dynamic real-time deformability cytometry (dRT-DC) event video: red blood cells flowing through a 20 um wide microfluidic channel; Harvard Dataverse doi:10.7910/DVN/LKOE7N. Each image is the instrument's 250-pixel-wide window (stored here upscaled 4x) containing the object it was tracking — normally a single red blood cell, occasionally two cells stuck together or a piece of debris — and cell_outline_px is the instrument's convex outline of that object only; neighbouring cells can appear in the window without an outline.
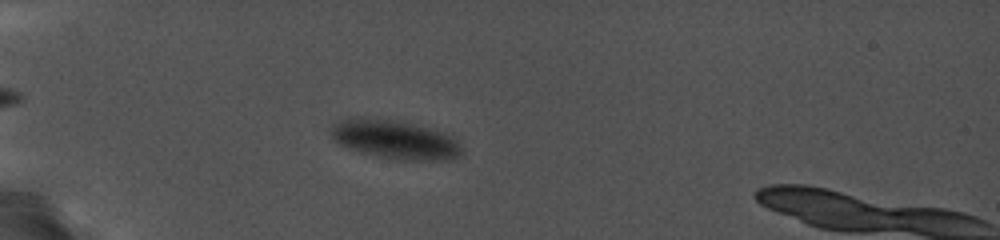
{"species": "common noctule bat (a hibernating species)", "species_latin": "Nyctalus noctula", "temperature_condition": "cold", "stored_images_in_passage": 66, "camera_frame_rate_fps": 5000, "um_per_image_px": 0.085, "animal": {"sex": "female", "body_mass_g": 19.0, "forearm_length_mm": 56.7}, "frame": {"image": 1, "passage_image": 9, "time_ms": 2.0, "image_size_px": [1000, 240], "cell_outline_px": [[460, 152], [456, 156], [440, 160], [388, 156], [360, 152], [336, 140], [332, 136], [332, 132], [344, 120], [388, 120], [436, 132], [452, 140], [460, 148]], "centroid_in_image_um": [33.55, 11.89], "position_along_channel_um": 51.5, "area_um2": 25.72}}
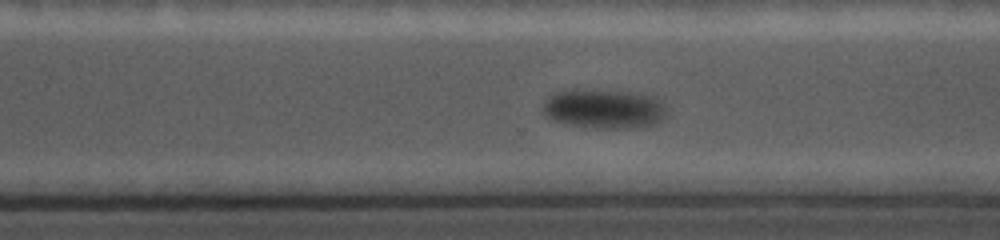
{"frame": {"image": 2, "passage_image": 46, "time_ms": 11.0, "image_size_px": [1000, 240], "cell_outline_px": [[664, 116], [660, 120], [652, 124], [628, 128], [604, 128], [572, 124], [556, 120], [548, 116], [544, 112], [544, 104], [552, 96], [560, 92], [592, 88], [632, 92], [648, 96], [656, 100], [664, 108]], "centroid_in_image_um": [51.34, 9.23], "position_along_channel_um": 319.3, "area_um2": 27.28}}
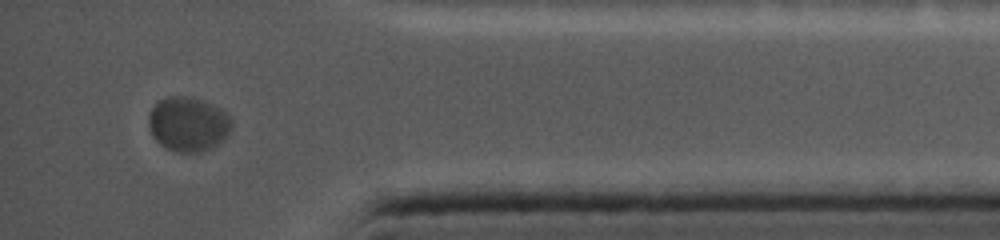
{"frame": {"image": 3, "passage_image": 63, "time_ms": 14.2, "image_size_px": [1000, 240], "cell_outline_px": [[232, 128], [216, 144], [200, 152], [180, 152], [168, 148], [160, 144], [152, 136], [148, 124], [148, 116], [152, 108], [160, 100], [168, 96], [184, 96], [200, 100], [224, 112], [232, 120]], "centroid_in_image_um": [15.94, 10.55], "position_along_channel_um": 419.3, "area_um2": 25.66}}